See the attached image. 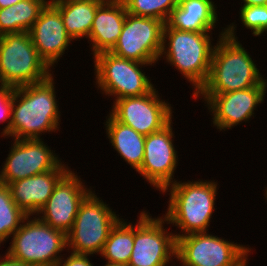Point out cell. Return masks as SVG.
Masks as SVG:
<instances>
[{
  "mask_svg": "<svg viewBox=\"0 0 267 266\" xmlns=\"http://www.w3.org/2000/svg\"><path fill=\"white\" fill-rule=\"evenodd\" d=\"M164 24L159 19L127 13L122 32L110 52L124 59L155 64L162 50Z\"/></svg>",
  "mask_w": 267,
  "mask_h": 266,
  "instance_id": "obj_11",
  "label": "cell"
},
{
  "mask_svg": "<svg viewBox=\"0 0 267 266\" xmlns=\"http://www.w3.org/2000/svg\"><path fill=\"white\" fill-rule=\"evenodd\" d=\"M113 104L110 114L144 136L161 130L173 116L171 104L160 100L155 88L142 96L117 99Z\"/></svg>",
  "mask_w": 267,
  "mask_h": 266,
  "instance_id": "obj_12",
  "label": "cell"
},
{
  "mask_svg": "<svg viewBox=\"0 0 267 266\" xmlns=\"http://www.w3.org/2000/svg\"><path fill=\"white\" fill-rule=\"evenodd\" d=\"M88 256L90 255L71 252L67 259L61 258L57 266H94L93 263L89 261Z\"/></svg>",
  "mask_w": 267,
  "mask_h": 266,
  "instance_id": "obj_29",
  "label": "cell"
},
{
  "mask_svg": "<svg viewBox=\"0 0 267 266\" xmlns=\"http://www.w3.org/2000/svg\"><path fill=\"white\" fill-rule=\"evenodd\" d=\"M239 10L242 24L250 29L254 36L267 32V5L242 6Z\"/></svg>",
  "mask_w": 267,
  "mask_h": 266,
  "instance_id": "obj_27",
  "label": "cell"
},
{
  "mask_svg": "<svg viewBox=\"0 0 267 266\" xmlns=\"http://www.w3.org/2000/svg\"><path fill=\"white\" fill-rule=\"evenodd\" d=\"M13 91V87L0 85V123L8 122L1 132L4 137H10Z\"/></svg>",
  "mask_w": 267,
  "mask_h": 266,
  "instance_id": "obj_28",
  "label": "cell"
},
{
  "mask_svg": "<svg viewBox=\"0 0 267 266\" xmlns=\"http://www.w3.org/2000/svg\"><path fill=\"white\" fill-rule=\"evenodd\" d=\"M121 218L112 228L101 256L109 264L128 265L134 245V225Z\"/></svg>",
  "mask_w": 267,
  "mask_h": 266,
  "instance_id": "obj_24",
  "label": "cell"
},
{
  "mask_svg": "<svg viewBox=\"0 0 267 266\" xmlns=\"http://www.w3.org/2000/svg\"><path fill=\"white\" fill-rule=\"evenodd\" d=\"M243 6L267 5V0H243Z\"/></svg>",
  "mask_w": 267,
  "mask_h": 266,
  "instance_id": "obj_31",
  "label": "cell"
},
{
  "mask_svg": "<svg viewBox=\"0 0 267 266\" xmlns=\"http://www.w3.org/2000/svg\"><path fill=\"white\" fill-rule=\"evenodd\" d=\"M172 120L161 130L145 137L144 159L137 172L156 190L163 191L173 180L178 163L173 145Z\"/></svg>",
  "mask_w": 267,
  "mask_h": 266,
  "instance_id": "obj_15",
  "label": "cell"
},
{
  "mask_svg": "<svg viewBox=\"0 0 267 266\" xmlns=\"http://www.w3.org/2000/svg\"><path fill=\"white\" fill-rule=\"evenodd\" d=\"M170 190V191H169ZM170 192L166 218L167 224L181 229L175 233L176 239L193 233L207 232L213 214L217 195V183L214 181L174 182L167 186L162 194Z\"/></svg>",
  "mask_w": 267,
  "mask_h": 266,
  "instance_id": "obj_3",
  "label": "cell"
},
{
  "mask_svg": "<svg viewBox=\"0 0 267 266\" xmlns=\"http://www.w3.org/2000/svg\"><path fill=\"white\" fill-rule=\"evenodd\" d=\"M150 65L153 66L124 59L110 51L98 53L94 56L96 85L102 94L113 95L114 100L145 95L155 88L141 69Z\"/></svg>",
  "mask_w": 267,
  "mask_h": 266,
  "instance_id": "obj_8",
  "label": "cell"
},
{
  "mask_svg": "<svg viewBox=\"0 0 267 266\" xmlns=\"http://www.w3.org/2000/svg\"><path fill=\"white\" fill-rule=\"evenodd\" d=\"M106 0L49 1L59 10L67 34L73 39L88 38L97 8Z\"/></svg>",
  "mask_w": 267,
  "mask_h": 266,
  "instance_id": "obj_22",
  "label": "cell"
},
{
  "mask_svg": "<svg viewBox=\"0 0 267 266\" xmlns=\"http://www.w3.org/2000/svg\"><path fill=\"white\" fill-rule=\"evenodd\" d=\"M34 218V219H33ZM27 216L11 239L7 254L31 266H57L67 247V235ZM32 219V220H31Z\"/></svg>",
  "mask_w": 267,
  "mask_h": 266,
  "instance_id": "obj_6",
  "label": "cell"
},
{
  "mask_svg": "<svg viewBox=\"0 0 267 266\" xmlns=\"http://www.w3.org/2000/svg\"><path fill=\"white\" fill-rule=\"evenodd\" d=\"M251 248L208 232L177 238L176 259L183 266H246Z\"/></svg>",
  "mask_w": 267,
  "mask_h": 266,
  "instance_id": "obj_9",
  "label": "cell"
},
{
  "mask_svg": "<svg viewBox=\"0 0 267 266\" xmlns=\"http://www.w3.org/2000/svg\"><path fill=\"white\" fill-rule=\"evenodd\" d=\"M75 174L69 170L58 181L47 203L36 214L42 222L66 235L72 229L81 203L92 192Z\"/></svg>",
  "mask_w": 267,
  "mask_h": 266,
  "instance_id": "obj_14",
  "label": "cell"
},
{
  "mask_svg": "<svg viewBox=\"0 0 267 266\" xmlns=\"http://www.w3.org/2000/svg\"><path fill=\"white\" fill-rule=\"evenodd\" d=\"M29 32L0 36V85L13 88L38 83L51 75Z\"/></svg>",
  "mask_w": 267,
  "mask_h": 266,
  "instance_id": "obj_5",
  "label": "cell"
},
{
  "mask_svg": "<svg viewBox=\"0 0 267 266\" xmlns=\"http://www.w3.org/2000/svg\"><path fill=\"white\" fill-rule=\"evenodd\" d=\"M39 56L49 67L58 62L73 40L66 32L58 8L48 2L29 30Z\"/></svg>",
  "mask_w": 267,
  "mask_h": 266,
  "instance_id": "obj_17",
  "label": "cell"
},
{
  "mask_svg": "<svg viewBox=\"0 0 267 266\" xmlns=\"http://www.w3.org/2000/svg\"><path fill=\"white\" fill-rule=\"evenodd\" d=\"M267 85H257L244 90L224 94H193L202 96L212 113V122L220 131L231 129L242 121H249L254 116L258 104L264 101Z\"/></svg>",
  "mask_w": 267,
  "mask_h": 266,
  "instance_id": "obj_16",
  "label": "cell"
},
{
  "mask_svg": "<svg viewBox=\"0 0 267 266\" xmlns=\"http://www.w3.org/2000/svg\"><path fill=\"white\" fill-rule=\"evenodd\" d=\"M61 160L41 139L15 140L0 171V183L9 184L56 169Z\"/></svg>",
  "mask_w": 267,
  "mask_h": 266,
  "instance_id": "obj_13",
  "label": "cell"
},
{
  "mask_svg": "<svg viewBox=\"0 0 267 266\" xmlns=\"http://www.w3.org/2000/svg\"><path fill=\"white\" fill-rule=\"evenodd\" d=\"M104 266H128V265H121V264H109V263H106Z\"/></svg>",
  "mask_w": 267,
  "mask_h": 266,
  "instance_id": "obj_33",
  "label": "cell"
},
{
  "mask_svg": "<svg viewBox=\"0 0 267 266\" xmlns=\"http://www.w3.org/2000/svg\"><path fill=\"white\" fill-rule=\"evenodd\" d=\"M50 1H66V0H50Z\"/></svg>",
  "mask_w": 267,
  "mask_h": 266,
  "instance_id": "obj_35",
  "label": "cell"
},
{
  "mask_svg": "<svg viewBox=\"0 0 267 266\" xmlns=\"http://www.w3.org/2000/svg\"><path fill=\"white\" fill-rule=\"evenodd\" d=\"M69 170L68 165L61 163L54 170L9 183L13 201L28 216L36 215Z\"/></svg>",
  "mask_w": 267,
  "mask_h": 266,
  "instance_id": "obj_18",
  "label": "cell"
},
{
  "mask_svg": "<svg viewBox=\"0 0 267 266\" xmlns=\"http://www.w3.org/2000/svg\"><path fill=\"white\" fill-rule=\"evenodd\" d=\"M126 7L122 0H106L96 10L89 34L92 54L110 51L122 32L126 19Z\"/></svg>",
  "mask_w": 267,
  "mask_h": 266,
  "instance_id": "obj_19",
  "label": "cell"
},
{
  "mask_svg": "<svg viewBox=\"0 0 267 266\" xmlns=\"http://www.w3.org/2000/svg\"><path fill=\"white\" fill-rule=\"evenodd\" d=\"M120 219L92 191L81 203L67 234V249L71 248V252L77 254H101L112 228Z\"/></svg>",
  "mask_w": 267,
  "mask_h": 266,
  "instance_id": "obj_7",
  "label": "cell"
},
{
  "mask_svg": "<svg viewBox=\"0 0 267 266\" xmlns=\"http://www.w3.org/2000/svg\"><path fill=\"white\" fill-rule=\"evenodd\" d=\"M127 13L155 18L166 23L171 11L178 5V0H122Z\"/></svg>",
  "mask_w": 267,
  "mask_h": 266,
  "instance_id": "obj_26",
  "label": "cell"
},
{
  "mask_svg": "<svg viewBox=\"0 0 267 266\" xmlns=\"http://www.w3.org/2000/svg\"><path fill=\"white\" fill-rule=\"evenodd\" d=\"M216 8L212 0H178L166 24L179 31L211 32L218 21Z\"/></svg>",
  "mask_w": 267,
  "mask_h": 266,
  "instance_id": "obj_20",
  "label": "cell"
},
{
  "mask_svg": "<svg viewBox=\"0 0 267 266\" xmlns=\"http://www.w3.org/2000/svg\"><path fill=\"white\" fill-rule=\"evenodd\" d=\"M235 30L232 23L220 32L207 80L195 94H224L267 85L249 52L235 36Z\"/></svg>",
  "mask_w": 267,
  "mask_h": 266,
  "instance_id": "obj_1",
  "label": "cell"
},
{
  "mask_svg": "<svg viewBox=\"0 0 267 266\" xmlns=\"http://www.w3.org/2000/svg\"><path fill=\"white\" fill-rule=\"evenodd\" d=\"M106 120L107 137L113 148L136 171L141 167L144 159V135L136 132L132 127L117 121L110 113Z\"/></svg>",
  "mask_w": 267,
  "mask_h": 266,
  "instance_id": "obj_21",
  "label": "cell"
},
{
  "mask_svg": "<svg viewBox=\"0 0 267 266\" xmlns=\"http://www.w3.org/2000/svg\"><path fill=\"white\" fill-rule=\"evenodd\" d=\"M48 0H22L0 8V36L7 33L29 32Z\"/></svg>",
  "mask_w": 267,
  "mask_h": 266,
  "instance_id": "obj_23",
  "label": "cell"
},
{
  "mask_svg": "<svg viewBox=\"0 0 267 266\" xmlns=\"http://www.w3.org/2000/svg\"><path fill=\"white\" fill-rule=\"evenodd\" d=\"M137 221L128 266H168L176 258L177 239L164 228L166 218L154 219L143 210Z\"/></svg>",
  "mask_w": 267,
  "mask_h": 266,
  "instance_id": "obj_10",
  "label": "cell"
},
{
  "mask_svg": "<svg viewBox=\"0 0 267 266\" xmlns=\"http://www.w3.org/2000/svg\"><path fill=\"white\" fill-rule=\"evenodd\" d=\"M265 192H266V194H264V195H265V198H266V200H267V189L265 190Z\"/></svg>",
  "mask_w": 267,
  "mask_h": 266,
  "instance_id": "obj_34",
  "label": "cell"
},
{
  "mask_svg": "<svg viewBox=\"0 0 267 266\" xmlns=\"http://www.w3.org/2000/svg\"><path fill=\"white\" fill-rule=\"evenodd\" d=\"M27 216L13 201L9 186L0 183V245L15 233Z\"/></svg>",
  "mask_w": 267,
  "mask_h": 266,
  "instance_id": "obj_25",
  "label": "cell"
},
{
  "mask_svg": "<svg viewBox=\"0 0 267 266\" xmlns=\"http://www.w3.org/2000/svg\"><path fill=\"white\" fill-rule=\"evenodd\" d=\"M2 258V259H1ZM0 266H31L19 260H16L9 256L7 253L5 256H0Z\"/></svg>",
  "mask_w": 267,
  "mask_h": 266,
  "instance_id": "obj_30",
  "label": "cell"
},
{
  "mask_svg": "<svg viewBox=\"0 0 267 266\" xmlns=\"http://www.w3.org/2000/svg\"><path fill=\"white\" fill-rule=\"evenodd\" d=\"M208 33L179 31L166 23L163 28L160 58L166 57L165 60L192 83L193 94L205 83L210 70L214 46Z\"/></svg>",
  "mask_w": 267,
  "mask_h": 266,
  "instance_id": "obj_4",
  "label": "cell"
},
{
  "mask_svg": "<svg viewBox=\"0 0 267 266\" xmlns=\"http://www.w3.org/2000/svg\"><path fill=\"white\" fill-rule=\"evenodd\" d=\"M22 0H0V8H7L9 6L15 5Z\"/></svg>",
  "mask_w": 267,
  "mask_h": 266,
  "instance_id": "obj_32",
  "label": "cell"
},
{
  "mask_svg": "<svg viewBox=\"0 0 267 266\" xmlns=\"http://www.w3.org/2000/svg\"><path fill=\"white\" fill-rule=\"evenodd\" d=\"M52 74L45 80L14 88L10 136L15 140L41 139L59 129L60 111Z\"/></svg>",
  "mask_w": 267,
  "mask_h": 266,
  "instance_id": "obj_2",
  "label": "cell"
}]
</instances>
